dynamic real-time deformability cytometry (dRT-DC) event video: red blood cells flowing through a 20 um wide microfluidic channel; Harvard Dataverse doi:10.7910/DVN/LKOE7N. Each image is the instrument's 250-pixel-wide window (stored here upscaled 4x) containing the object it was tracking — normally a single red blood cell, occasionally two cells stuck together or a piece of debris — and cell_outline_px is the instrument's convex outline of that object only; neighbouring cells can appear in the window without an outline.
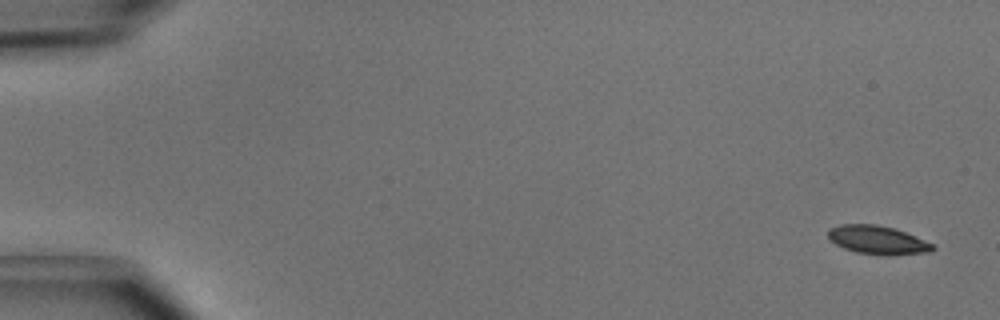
{"species": "common noctule bat (a hibernating species)", "species_latin": "Nyctalus noctula", "temperature_condition": "cold", "stored_images_in_passage": 4, "camera_frame_rate_fps": 3000, "um_per_image_px": 0.085, "animal": {"sex": "male", "body_mass_g": 15.6}, "frame": {"image": 1, "passage_image": 1, "time_ms": 0.0, "image_size_px": [1000, 320], "cell_outline_px": [[936, 248], [932, 252], [856, 252], [844, 248], [828, 240], [828, 228], [840, 224], [876, 224], [892, 228], [904, 232], [932, 244]], "centroid_in_image_um": [74.47, 20.33], "position_along_channel_um": 10.5, "area_um2": 16.3}}
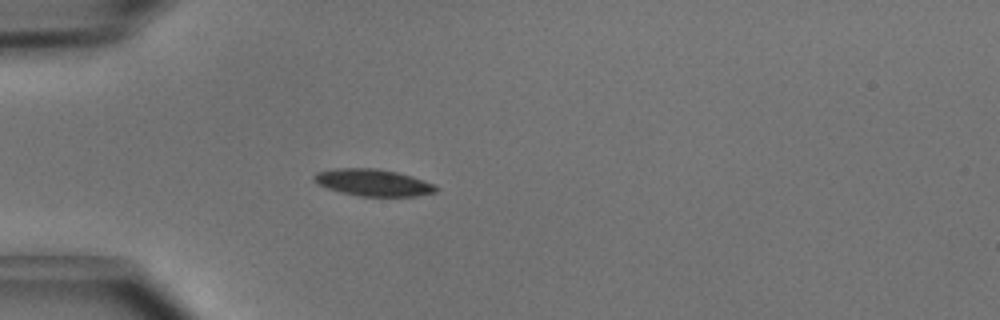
{"frame": {"image": 2, "passage_image": 4, "time_ms": 1.0, "image_size_px": [1000, 320], "cell_outline_px": [[440, 188], [436, 192], [416, 196], [360, 196], [340, 192], [316, 184], [312, 180], [312, 176], [316, 172], [336, 168], [376, 168], [396, 172], [412, 176], [436, 184]], "centroid_in_image_um": [31.71, 15.51], "position_along_channel_um": 53.3, "area_um2": 19.31}}